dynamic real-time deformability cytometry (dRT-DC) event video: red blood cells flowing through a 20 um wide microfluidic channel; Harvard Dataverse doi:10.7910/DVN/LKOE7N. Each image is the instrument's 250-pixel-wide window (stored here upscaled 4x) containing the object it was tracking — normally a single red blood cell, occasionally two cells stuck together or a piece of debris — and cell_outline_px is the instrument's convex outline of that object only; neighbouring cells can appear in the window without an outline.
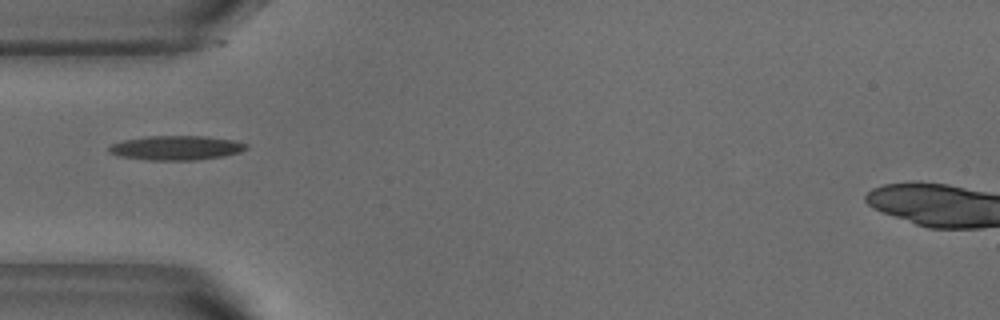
{"species": "common noctule bat (a hibernating species)", "species_latin": "Nyctalus noctula", "temperature_condition": "warm", "stored_images_in_passage": 4, "camera_frame_rate_fps": 3000, "um_per_image_px": 0.085, "animal": {"sex": "male", "body_mass_g": 18.8}, "frame": {"image": 1, "passage_image": 1, "time_ms": 0.0, "image_size_px": [1000, 320], "cell_outline_px": [[248, 148], [240, 152], [224, 156], [192, 160], [148, 160], [120, 156], [108, 152], [108, 148], [112, 144], [124, 140], [148, 136], [204, 136], [236, 140], [248, 144]], "centroid_in_image_um": [15.01, 12.56], "position_along_channel_um": 70.0, "area_um2": 19.48}}